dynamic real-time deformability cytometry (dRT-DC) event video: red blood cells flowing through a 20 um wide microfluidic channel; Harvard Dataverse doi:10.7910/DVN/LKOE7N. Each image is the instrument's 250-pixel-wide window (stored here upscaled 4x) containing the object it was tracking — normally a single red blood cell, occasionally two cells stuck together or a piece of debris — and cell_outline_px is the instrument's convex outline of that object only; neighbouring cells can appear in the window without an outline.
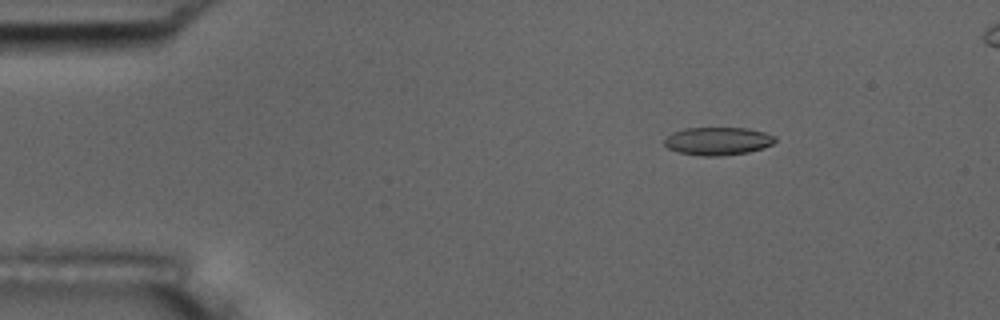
{"species": "common noctule bat (a hibernating species)", "species_latin": "Nyctalus noctula", "temperature_condition": "room temperature", "stored_images_in_passage": 6, "camera_frame_rate_fps": 3000, "um_per_image_px": 0.085, "animal": {"sex": "male", "body_mass_g": 17.5, "forearm_length_mm": 52.3}, "frame": {"image": 1, "passage_image": 3, "time_ms": 0.667, "image_size_px": [1000, 320], "cell_outline_px": [[776, 140], [772, 144], [764, 148], [748, 152], [716, 156], [700, 156], [680, 152], [668, 148], [664, 144], [664, 140], [672, 132], [684, 128], [748, 128], [764, 132], [776, 136]], "centroid_in_image_um": [61.02, 11.98], "position_along_channel_um": 24.0, "area_um2": 18.03}}